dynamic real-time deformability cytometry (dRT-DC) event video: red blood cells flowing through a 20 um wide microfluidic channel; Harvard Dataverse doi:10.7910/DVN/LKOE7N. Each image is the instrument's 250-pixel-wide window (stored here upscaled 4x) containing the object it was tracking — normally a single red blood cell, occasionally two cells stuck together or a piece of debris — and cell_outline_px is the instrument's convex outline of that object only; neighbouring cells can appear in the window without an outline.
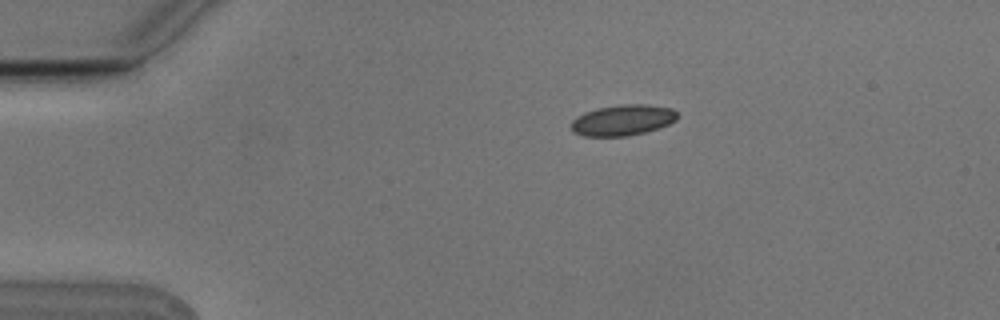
{"species": "Egyptian fruit bat (a non-hibernating species)", "species_latin": "Rousettus aegyptiacus", "temperature_condition": "cold", "stored_images_in_passage": 6, "camera_frame_rate_fps": 3000, "um_per_image_px": 0.085, "animal": {"sex": "male"}, "frame": {"image": 1, "passage_image": 2, "time_ms": 0.333, "image_size_px": [1000, 320], "cell_outline_px": [[676, 120], [668, 124], [644, 132], [628, 136], [584, 136], [572, 132], [572, 120], [576, 116], [584, 112], [596, 108], [624, 104], [648, 104], [672, 108], [676, 112]], "centroid_in_image_um": [52.9, 10.2], "position_along_channel_um": 32.1, "area_um2": 19.02}}
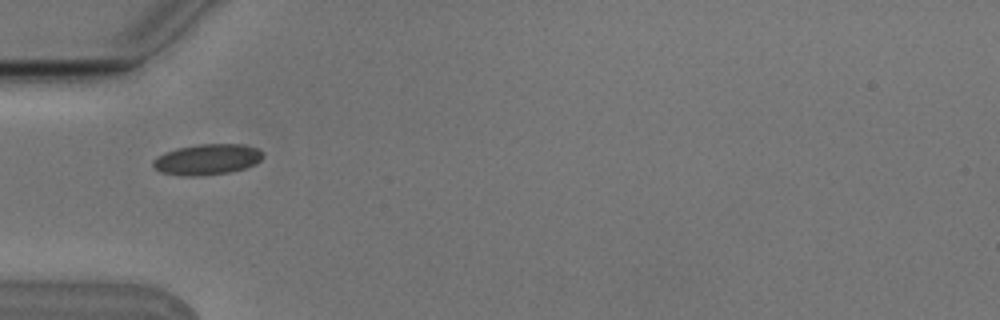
{"frame": {"image": 2, "passage_image": 4, "time_ms": 1.0, "image_size_px": [1000, 320], "cell_outline_px": [[264, 156], [256, 164], [244, 168], [228, 172], [196, 176], [184, 176], [160, 172], [152, 164], [152, 160], [156, 156], [164, 152], [176, 148], [200, 144], [244, 144], [256, 148], [264, 152]], "centroid_in_image_um": [17.6, 13.54], "position_along_channel_um": 67.4, "area_um2": 19.77}}
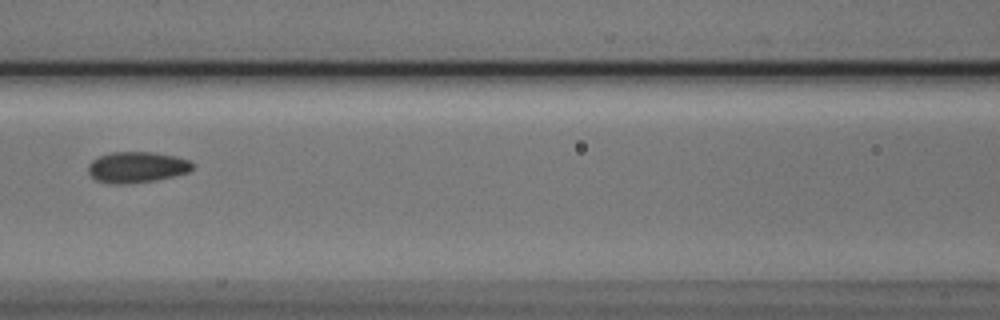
{"frame": {"image": 3, "passage_image": 6, "time_ms": 1.667, "image_size_px": [1000, 320], "cell_outline_px": [[192, 168], [188, 172], [156, 180], [120, 184], [116, 184], [96, 180], [88, 172], [88, 164], [92, 160], [100, 156], [112, 152], [152, 152], [176, 156], [188, 160], [192, 164]], "centroid_in_image_um": [11.61, 14.2], "position_along_channel_um": 155.0, "area_um2": 18.55}}